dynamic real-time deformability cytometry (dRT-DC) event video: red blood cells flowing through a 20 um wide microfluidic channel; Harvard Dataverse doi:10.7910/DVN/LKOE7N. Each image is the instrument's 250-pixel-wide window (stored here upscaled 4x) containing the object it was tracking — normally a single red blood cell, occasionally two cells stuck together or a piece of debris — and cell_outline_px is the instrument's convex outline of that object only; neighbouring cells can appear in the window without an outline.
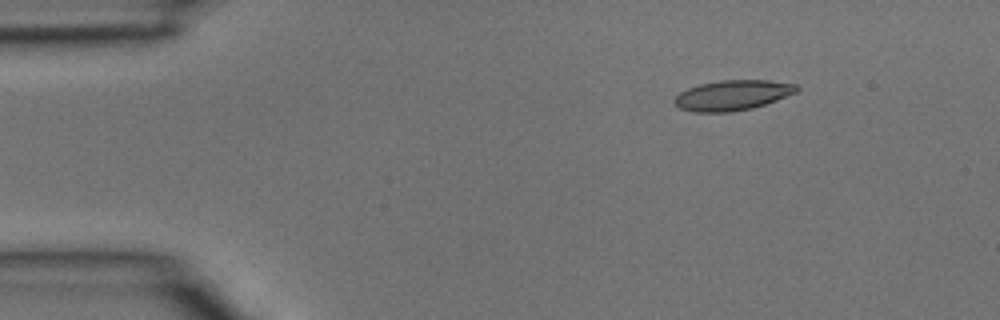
{"species": "common noctule bat (a hibernating species)", "species_latin": "Nyctalus noctula", "temperature_condition": "room temperature", "stored_images_in_passage": 2, "camera_frame_rate_fps": 3000, "um_per_image_px": 0.085, "animal": {"sex": "male", "body_mass_g": 15.6}, "frame": {"image": 1, "passage_image": 1, "time_ms": 0.0, "image_size_px": [1000, 320], "cell_outline_px": [[800, 88], [796, 92], [776, 100], [752, 108], [732, 112], [692, 112], [680, 108], [672, 100], [680, 92], [688, 88], [700, 84], [720, 80], [768, 80], [796, 84]], "centroid_in_image_um": [62.25, 8.09], "position_along_channel_um": 22.8, "area_um2": 21.44}}